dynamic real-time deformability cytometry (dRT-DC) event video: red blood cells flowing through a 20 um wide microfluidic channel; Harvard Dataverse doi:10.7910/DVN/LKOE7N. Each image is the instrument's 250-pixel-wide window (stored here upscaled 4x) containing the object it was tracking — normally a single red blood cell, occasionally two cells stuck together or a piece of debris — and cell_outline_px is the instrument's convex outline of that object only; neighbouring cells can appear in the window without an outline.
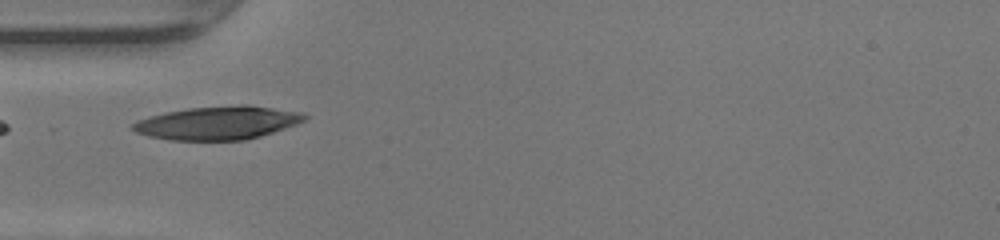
{"species": "human", "species_latin": "Homo sapiens", "temperature_condition": "warm", "stored_images_in_passage": 34, "camera_frame_rate_fps": 3000, "um_per_image_px": 0.085, "donor": {"sex": "female"}, "frame": {"image": 1, "passage_image": 1, "time_ms": 0.0, "image_size_px": [1000, 240], "cell_outline_px": [[308, 116], [304, 120], [296, 124], [260, 136], [244, 140], [168, 140], [148, 136], [136, 132], [132, 128], [132, 124], [136, 120], [164, 112], [188, 108], [240, 104], [248, 104], [304, 112]], "centroid_in_image_um": [18.51, 10.43], "position_along_channel_um": 66.5, "area_um2": 33.52}}
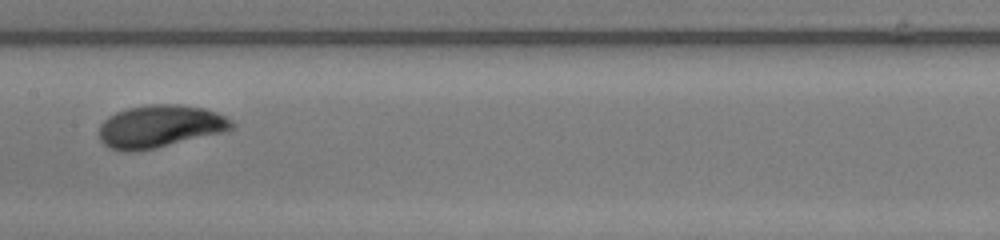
{"frame": {"image": 2, "passage_image": 10, "time_ms": 3.0, "image_size_px": [1000, 240], "cell_outline_px": [[236, 128], [228, 132], [156, 148], [136, 152], [124, 152], [108, 148], [100, 140], [100, 124], [108, 116], [116, 112], [128, 108], [148, 104], [180, 104], [204, 108], [216, 112], [232, 120], [236, 124]], "centroid_in_image_um": [13.64, 10.75], "position_along_channel_um": 193.8, "area_um2": 33.58}}
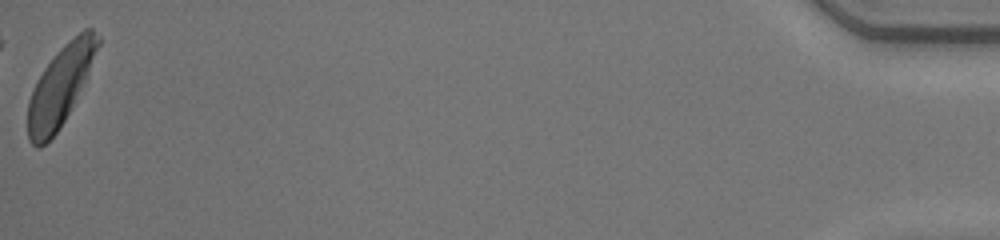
{"frame": {"image": 3, "passage_image": 34, "time_ms": 11.0, "image_size_px": [1000, 240], "cell_outline_px": [[100, 44], [84, 80], [64, 120], [56, 132], [40, 148], [36, 148], [28, 140], [28, 100], [44, 68], [60, 48], [68, 40], [84, 28], [92, 28], [100, 36]], "centroid_in_image_um": [5.11, 7.28], "position_along_channel_um": 430.1, "area_um2": 31.33}, "authors_computed_cell_mechanics": {"area_um2": 32.0212, "velocity_mm_per_s": 4.2675, "shape_relaxation_time_tau1_ms": 2.4195, "shape_relaxation_time_tau2_ms": null, "deformation_change_tau1": 0.1742, "deformation_change_tau2": null}}